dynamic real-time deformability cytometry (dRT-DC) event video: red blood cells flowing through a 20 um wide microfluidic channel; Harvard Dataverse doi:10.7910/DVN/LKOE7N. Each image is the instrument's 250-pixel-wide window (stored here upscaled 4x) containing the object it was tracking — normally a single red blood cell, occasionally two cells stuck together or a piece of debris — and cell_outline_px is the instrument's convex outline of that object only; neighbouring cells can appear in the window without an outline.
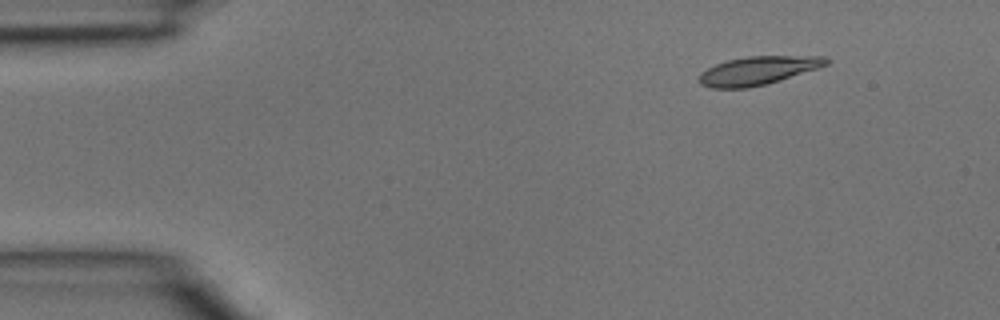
{"species": "common noctule bat (a hibernating species)", "species_latin": "Nyctalus noctula", "temperature_condition": "room temperature", "stored_images_in_passage": 4, "segment_of_instrument_passage": [1, 2], "camera_frame_rate_fps": 3000, "um_per_image_px": 0.085, "animal": {"sex": "male", "body_mass_g": 15.6}, "frame": {"image": 1, "passage_image": 2, "time_ms": 0.333, "image_size_px": [1000, 320], "cell_outline_px": [[832, 60], [828, 64], [820, 68], [768, 84], [748, 88], [712, 88], [700, 84], [700, 72], [716, 64], [728, 60], [748, 56], [828, 56]], "centroid_in_image_um": [64.5, 6.0], "position_along_channel_um": 20.5, "area_um2": 21.27}}